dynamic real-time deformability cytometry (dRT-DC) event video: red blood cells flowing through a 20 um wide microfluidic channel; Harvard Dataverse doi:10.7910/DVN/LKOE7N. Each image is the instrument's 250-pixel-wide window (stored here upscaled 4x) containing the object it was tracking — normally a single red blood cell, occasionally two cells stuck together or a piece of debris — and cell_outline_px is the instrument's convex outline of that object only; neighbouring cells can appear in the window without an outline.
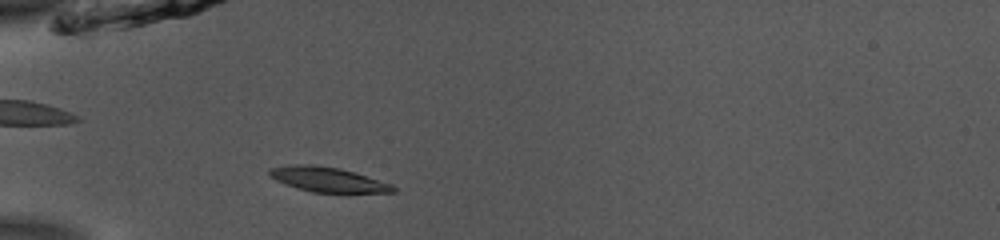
{"species": "common noctule bat (a hibernating species)", "species_latin": "Nyctalus noctula", "temperature_condition": "room temperature", "stored_images_in_passage": 38, "camera_frame_rate_fps": 3000, "um_per_image_px": 0.085, "animal": {"sex": "male", "body_mass_g": 13.0, "forearm_length_mm": 53.1}, "frame": {"image": 1, "passage_image": 2, "time_ms": 0.333, "image_size_px": [1000, 240], "cell_outline_px": [[396, 192], [312, 192], [296, 188], [276, 180], [268, 172], [268, 168], [292, 164], [312, 164], [340, 168], [392, 184], [396, 188]], "centroid_in_image_um": [27.83, 15.25], "position_along_channel_um": 57.2, "area_um2": 17.69}}
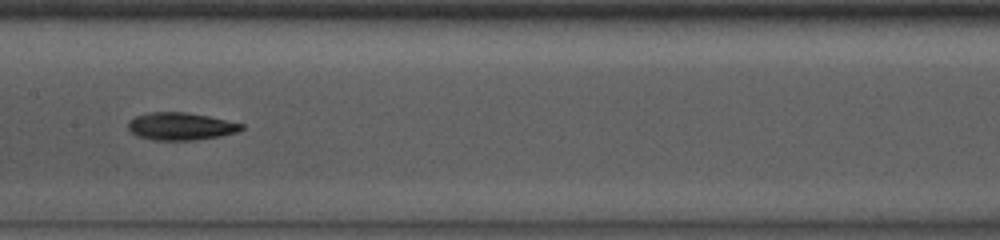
{"frame": {"image": 2, "passage_image": 13, "time_ms": 4.0, "image_size_px": [1000, 240], "cell_outline_px": [[244, 128], [236, 132], [220, 136], [192, 140], [152, 140], [136, 136], [128, 128], [128, 124], [136, 116], [152, 112], [188, 112], [208, 116], [244, 124]], "centroid_in_image_um": [15.37, 10.74], "position_along_channel_um": 192.0, "area_um2": 18.03}}
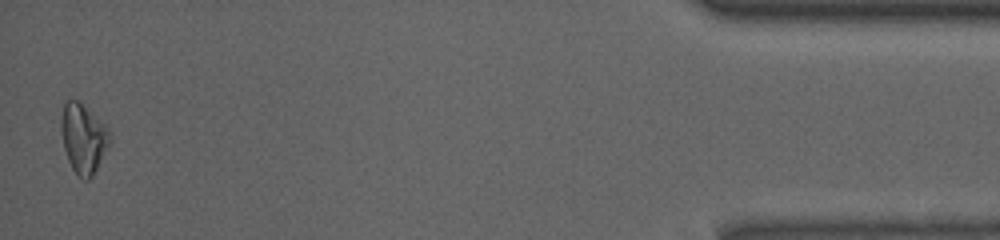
{"frame": {"image": 3, "passage_image": 37, "time_ms": 12.0, "image_size_px": [1000, 240], "cell_outline_px": [[108, 144], [92, 176], [88, 180], [84, 180], [76, 176], [68, 160], [64, 148], [60, 132], [60, 120], [64, 104], [68, 100], [80, 100], [108, 128]], "centroid_in_image_um": [7.03, 11.74], "position_along_channel_um": 428.2, "area_um2": 19.42}, "authors_computed_cell_mechanics": {"area_um2": 17.5423, "velocity_mm_per_s": 3.8962, "shape_relaxation_time_tau1_ms": 3.0212, "shape_relaxation_time_tau2_ms": null, "deformation_change_tau1": 0.1083, "deformation_change_tau2": null}}